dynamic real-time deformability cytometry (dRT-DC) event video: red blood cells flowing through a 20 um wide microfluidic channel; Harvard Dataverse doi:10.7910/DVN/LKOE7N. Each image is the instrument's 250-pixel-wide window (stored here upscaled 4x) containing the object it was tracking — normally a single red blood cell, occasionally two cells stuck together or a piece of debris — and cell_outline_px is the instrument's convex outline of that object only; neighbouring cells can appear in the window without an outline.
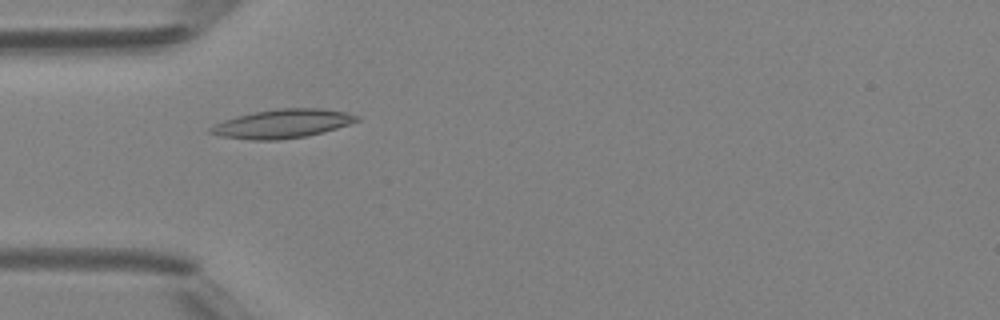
{"species": "Egyptian fruit bat (a non-hibernating species)", "species_latin": "Rousettus aegyptiacus", "temperature_condition": "room temperature", "stored_images_in_passage": 4, "camera_frame_rate_fps": 3000, "um_per_image_px": 0.085, "animal": {"sex": "female"}, "frame": {"image": 1, "passage_image": 1, "time_ms": 0.0, "image_size_px": [1000, 320], "cell_outline_px": [[360, 120], [336, 128], [308, 136], [280, 140], [252, 140], [220, 136], [208, 132], [208, 128], [224, 120], [236, 116], [256, 112], [280, 108], [320, 108], [344, 112], [360, 116]], "centroid_in_image_um": [24.0, 10.52], "position_along_channel_um": 61.0, "area_um2": 24.39}}
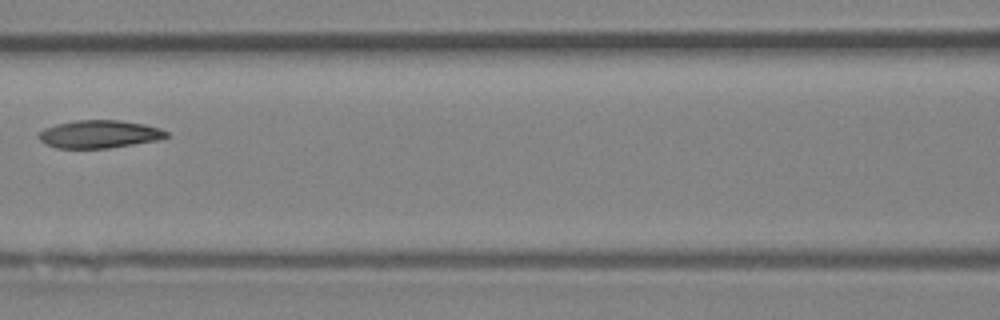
{"frame": {"image": 2, "passage_image": 3, "time_ms": 2.333, "image_size_px": [1000, 320], "cell_outline_px": [[168, 136], [156, 140], [108, 148], [56, 148], [44, 144], [36, 136], [44, 128], [56, 124], [76, 120], [120, 120], [144, 124], [160, 128], [168, 132]], "centroid_in_image_um": [8.39, 11.4], "position_along_channel_um": 158.2, "area_um2": 20.69}}
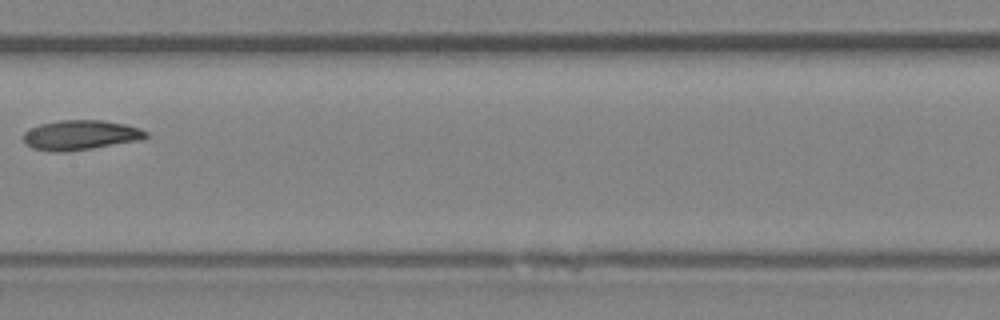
{"frame": {"image": 3, "passage_image": 4, "time_ms": 3.333, "image_size_px": [1000, 320], "cell_outline_px": [[148, 136], [144, 140], [92, 148], [64, 152], [52, 152], [32, 148], [24, 144], [24, 132], [40, 124], [60, 120], [104, 120], [124, 124], [140, 128], [148, 132]], "centroid_in_image_um": [6.87, 11.49], "position_along_channel_um": 200.5, "area_um2": 21.44}}